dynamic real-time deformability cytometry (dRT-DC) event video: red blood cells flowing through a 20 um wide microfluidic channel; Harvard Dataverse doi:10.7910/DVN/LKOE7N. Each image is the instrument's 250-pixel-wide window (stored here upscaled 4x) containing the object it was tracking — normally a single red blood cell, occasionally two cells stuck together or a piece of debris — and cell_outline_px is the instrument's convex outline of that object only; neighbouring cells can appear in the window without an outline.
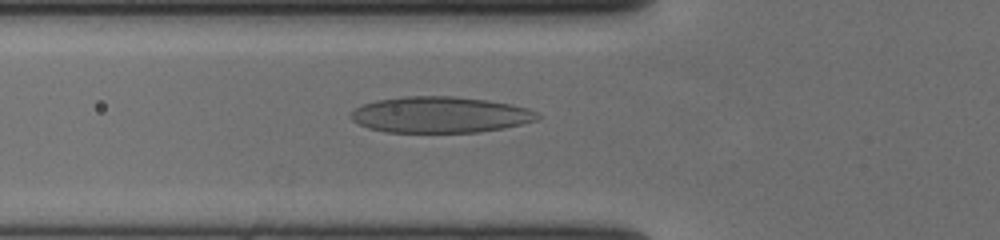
{"species": "human", "species_latin": "Homo sapiens", "temperature_condition": "cold", "stored_images_in_passage": 57, "camera_frame_rate_fps": 3000, "um_per_image_px": 0.085, "donor": {"sex": "female"}, "frame": {"image": 1, "passage_image": 20, "time_ms": 6.333, "image_size_px": [1000, 240], "cell_outline_px": [[544, 116], [536, 120], [504, 128], [476, 132], [384, 132], [368, 128], [352, 120], [348, 116], [360, 104], [376, 100], [404, 96], [456, 96], [488, 100], [528, 108]], "centroid_in_image_um": [37.39, 9.75], "position_along_channel_um": 88.4, "area_um2": 39.42}}
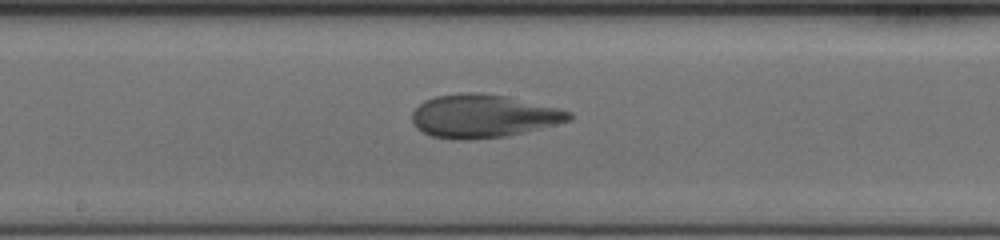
{"frame": {"image": 2, "passage_image": 30, "time_ms": 9.667, "image_size_px": [1000, 240], "cell_outline_px": [[572, 120], [524, 132], [504, 136], [472, 140], [456, 140], [432, 136], [416, 128], [412, 120], [412, 112], [424, 100], [436, 96], [460, 92], [480, 92], [504, 96], [560, 108], [572, 112]], "centroid_in_image_um": [41.06, 9.86], "position_along_channel_um": 207.1, "area_um2": 39.54}}
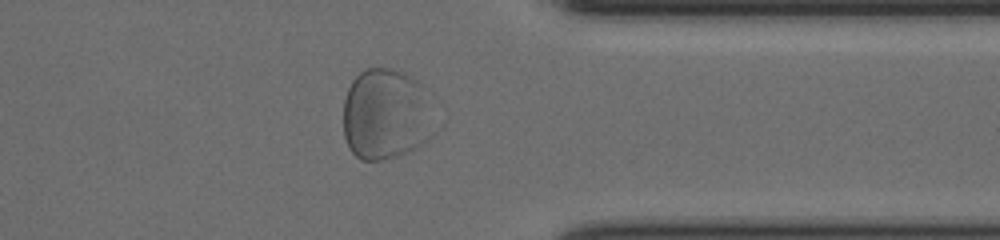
{"frame": {"image": 3, "passage_image": 45, "time_ms": 14.667, "image_size_px": [1000, 240], "cell_outline_px": [[444, 124], [432, 136], [416, 148], [408, 152], [396, 156], [380, 160], [360, 160], [348, 148], [344, 136], [344, 100], [348, 88], [352, 80], [364, 68], [392, 68], [404, 72], [416, 80], [424, 88]], "centroid_in_image_um": [32.92, 9.73], "position_along_channel_um": 378.5, "area_um2": 50.4}}